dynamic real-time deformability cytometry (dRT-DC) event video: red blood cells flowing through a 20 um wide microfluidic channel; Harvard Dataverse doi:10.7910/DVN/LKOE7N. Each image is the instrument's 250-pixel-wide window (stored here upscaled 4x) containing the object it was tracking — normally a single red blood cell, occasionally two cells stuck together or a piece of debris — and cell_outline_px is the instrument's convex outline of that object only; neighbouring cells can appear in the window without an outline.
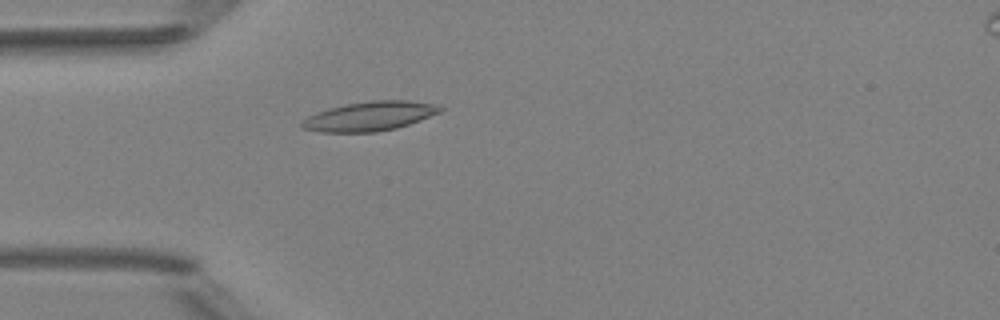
{"species": "Egyptian fruit bat (a non-hibernating species)", "species_latin": "Rousettus aegyptiacus", "temperature_condition": "room temperature", "stored_images_in_passage": 1, "camera_frame_rate_fps": 3000, "um_per_image_px": 0.085, "animal": {"sex": "female"}, "frame": {"image": 1, "passage_image": 1, "time_ms": 0.0, "image_size_px": [1000, 320], "cell_outline_px": [[444, 108], [440, 112], [420, 120], [396, 128], [376, 132], [320, 132], [300, 128], [300, 124], [308, 116], [316, 112], [328, 108], [344, 104], [372, 100], [408, 100], [432, 104]], "centroid_in_image_um": [31.38, 9.88], "position_along_channel_um": 53.6, "area_um2": 23.58}}